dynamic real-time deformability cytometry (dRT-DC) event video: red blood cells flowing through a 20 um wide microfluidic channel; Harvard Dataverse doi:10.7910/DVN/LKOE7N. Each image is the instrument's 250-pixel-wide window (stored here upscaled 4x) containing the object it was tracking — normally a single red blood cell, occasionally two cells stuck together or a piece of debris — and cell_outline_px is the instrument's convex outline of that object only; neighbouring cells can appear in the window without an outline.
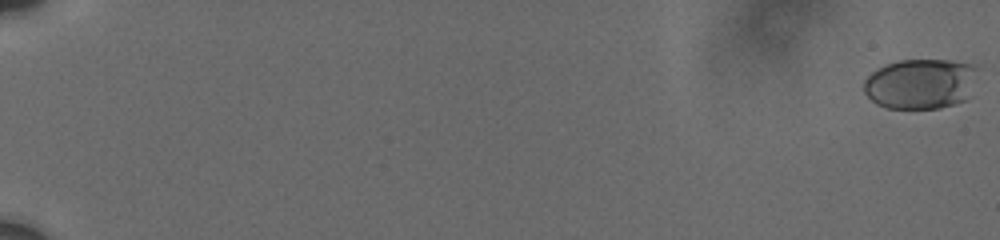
{"species": "human", "species_latin": "Homo sapiens", "temperature_condition": "cold", "stored_images_in_passage": 9, "camera_frame_rate_fps": 3000, "um_per_image_px": 0.085, "donor": {"sex": "male"}, "frame": {"image": 1, "passage_image": 1, "time_ms": 0.0, "image_size_px": [1000, 240], "cell_outline_px": [[980, 64], [964, 100], [940, 108], [888, 108], [876, 104], [864, 92], [864, 80], [876, 68], [884, 64], [900, 60], [948, 60]], "centroid_in_image_um": [78.21, 7.09], "position_along_channel_um": 6.8, "area_um2": 33.23}}
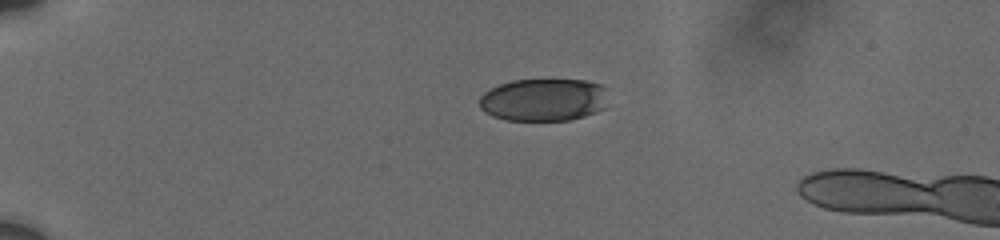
{"frame": {"image": 2, "passage_image": 7, "time_ms": 5.333, "image_size_px": [1000, 240], "cell_outline_px": [[604, 108], [596, 112], [584, 116], [568, 120], [504, 120], [492, 116], [484, 112], [480, 108], [480, 96], [484, 92], [500, 84], [512, 80], [584, 80], [600, 84], [604, 88]], "centroid_in_image_um": [46.16, 8.49], "position_along_channel_um": 38.8, "area_um2": 31.79}}